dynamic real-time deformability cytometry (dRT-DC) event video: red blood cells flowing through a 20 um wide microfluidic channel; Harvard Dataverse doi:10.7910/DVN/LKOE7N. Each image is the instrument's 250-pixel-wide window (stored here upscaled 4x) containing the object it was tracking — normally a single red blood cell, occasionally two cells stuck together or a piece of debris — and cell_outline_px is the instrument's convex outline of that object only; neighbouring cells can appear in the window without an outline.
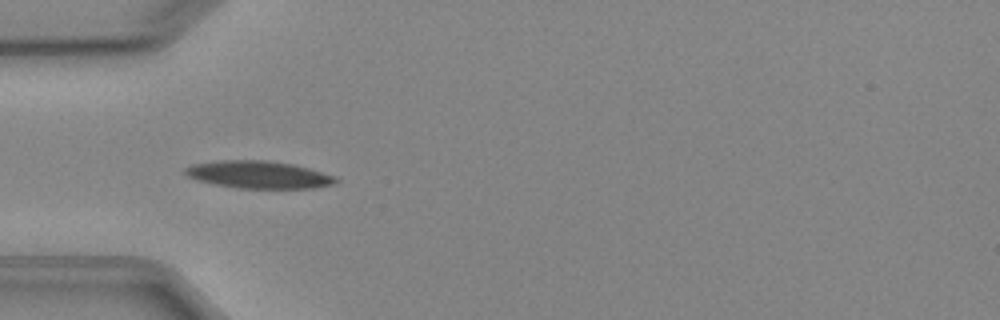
{"species": "Egyptian fruit bat (a non-hibernating species)", "species_latin": "Rousettus aegyptiacus", "temperature_condition": "cold", "stored_images_in_passage": 7, "camera_frame_rate_fps": 3000, "um_per_image_px": 0.085, "animal": {"sex": "female"}, "frame": {"image": 1, "passage_image": 5, "time_ms": 4.667, "image_size_px": [1000, 320], "cell_outline_px": [[340, 180], [336, 184], [312, 188], [240, 188], [216, 184], [200, 180], [188, 176], [184, 172], [184, 168], [192, 164], [216, 160], [264, 160], [292, 164], [308, 168], [336, 176]], "centroid_in_image_um": [22.02, 14.84], "position_along_channel_um": 63.0, "area_um2": 23.99}}
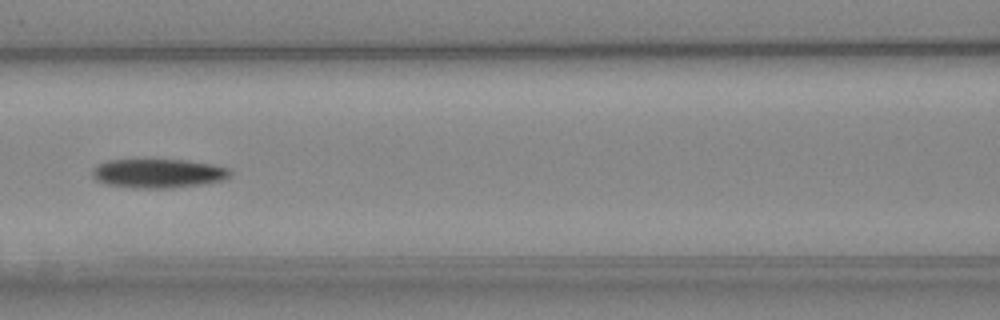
{"frame": {"image": 2, "passage_image": 7, "time_ms": 7.0, "image_size_px": [1000, 320], "cell_outline_px": [[232, 172], [224, 180], [204, 184], [172, 188], [136, 188], [108, 184], [96, 180], [92, 176], [92, 168], [108, 160], [184, 160], [216, 164], [228, 168]], "centroid_in_image_um": [13.48, 14.74], "position_along_channel_um": 153.1, "area_um2": 23.35}}